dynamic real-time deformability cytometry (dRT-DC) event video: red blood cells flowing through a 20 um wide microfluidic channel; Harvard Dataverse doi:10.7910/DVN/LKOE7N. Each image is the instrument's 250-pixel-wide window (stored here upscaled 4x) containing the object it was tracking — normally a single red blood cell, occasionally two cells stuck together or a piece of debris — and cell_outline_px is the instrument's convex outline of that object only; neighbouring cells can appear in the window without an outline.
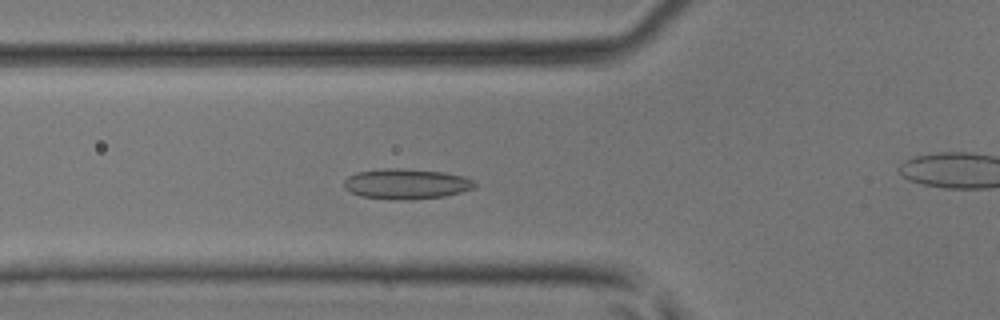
{"species": "common noctule bat (a hibernating species)", "species_latin": "Nyctalus noctula", "temperature_condition": "room temperature", "stored_images_in_passage": 47, "camera_frame_rate_fps": 3000, "um_per_image_px": 0.085, "animal": {"sex": "male", "body_mass_g": 17.9, "forearm_length_mm": 54.2}, "frame": {"image": 1, "passage_image": 16, "time_ms": 5.0, "image_size_px": [1000, 320], "cell_outline_px": [[476, 184], [472, 188], [460, 192], [444, 196], [404, 200], [400, 200], [360, 196], [344, 188], [344, 180], [348, 176], [356, 172], [384, 168], [400, 168], [444, 172], [464, 176], [476, 180]], "centroid_in_image_um": [34.53, 15.62], "position_along_channel_um": 91.3, "area_um2": 23.06}}
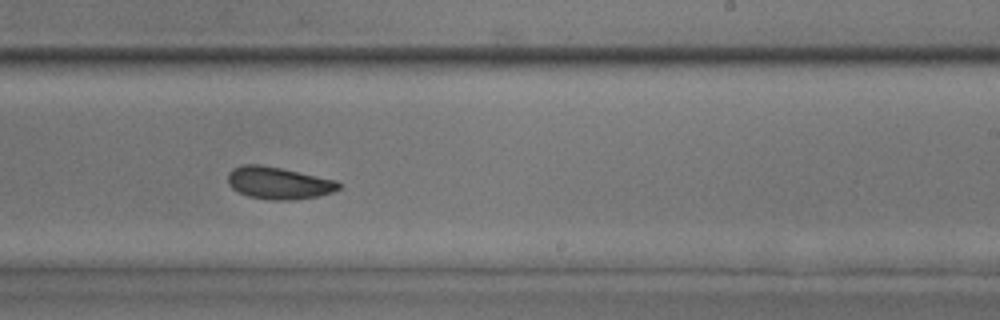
{"frame": {"image": 2, "passage_image": 28, "time_ms": 9.0, "image_size_px": [1000, 320], "cell_outline_px": [[340, 188], [332, 192], [320, 196], [292, 200], [272, 200], [248, 196], [232, 188], [228, 184], [228, 172], [232, 168], [244, 164], [260, 164], [280, 168], [336, 180], [340, 184]], "centroid_in_image_um": [23.66, 15.55], "position_along_channel_um": 265.3, "area_um2": 20.75}}
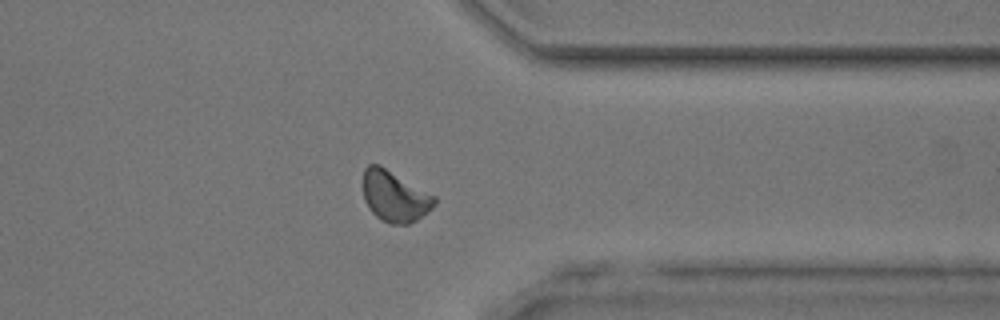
{"frame": {"image": 3, "passage_image": 36, "time_ms": 11.667, "image_size_px": [1000, 320], "cell_outline_px": [[436, 204], [428, 212], [416, 220], [408, 224], [392, 224], [380, 220], [368, 208], [364, 200], [364, 168], [368, 164], [380, 164], [436, 196]], "centroid_in_image_um": [33.56, 16.68], "position_along_channel_um": 377.8, "area_um2": 21.33}}